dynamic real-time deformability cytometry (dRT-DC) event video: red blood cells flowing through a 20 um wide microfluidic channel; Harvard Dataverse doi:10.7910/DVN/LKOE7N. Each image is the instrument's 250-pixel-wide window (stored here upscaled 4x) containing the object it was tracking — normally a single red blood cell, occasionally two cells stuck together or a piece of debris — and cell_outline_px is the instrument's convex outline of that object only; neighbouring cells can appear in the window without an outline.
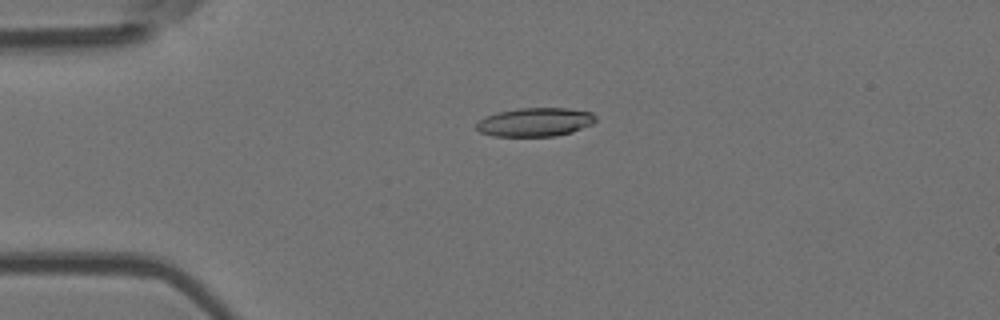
{"species": "Egyptian fruit bat (a non-hibernating species)", "species_latin": "Rousettus aegyptiacus", "temperature_condition": "room temperature", "stored_images_in_passage": 54, "camera_frame_rate_fps": 3000, "um_per_image_px": 0.085, "animal": {"sex": "female"}, "frame": {"image": 1, "passage_image": 13, "time_ms": 4.0, "image_size_px": [1000, 320], "cell_outline_px": [[596, 120], [592, 124], [572, 132], [556, 136], [492, 136], [480, 132], [476, 128], [476, 124], [484, 116], [496, 112], [520, 108], [568, 108], [592, 112], [596, 116]], "centroid_in_image_um": [45.48, 10.37], "position_along_channel_um": 39.5, "area_um2": 20.06}}
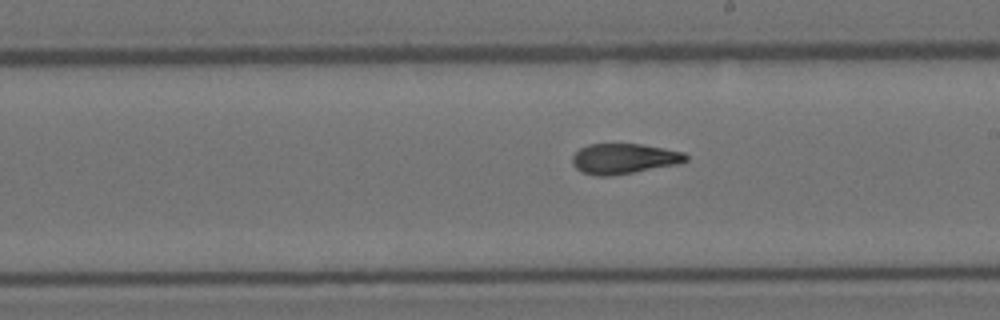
{"frame": {"image": 2, "passage_image": 31, "time_ms": 10.0, "image_size_px": [1000, 320], "cell_outline_px": [[688, 160], [680, 164], [608, 176], [596, 176], [580, 172], [572, 164], [572, 156], [580, 148], [588, 144], [640, 144], [664, 148], [684, 152], [688, 156]], "centroid_in_image_um": [53.03, 13.49], "position_along_channel_um": 236.0, "area_um2": 20.11}}
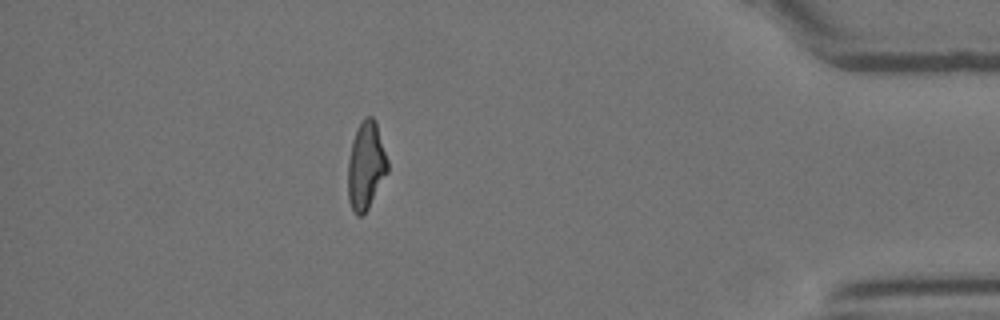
{"frame": {"image": 3, "passage_image": 48, "time_ms": 15.667, "image_size_px": [1000, 320], "cell_outline_px": [[388, 172], [368, 208], [360, 216], [356, 216], [352, 212], [348, 200], [348, 160], [352, 140], [364, 116], [372, 116], [376, 120], [388, 160]], "centroid_in_image_um": [31.1, 14.08], "position_along_channel_um": 404.1, "area_um2": 20.4}, "authors_computed_cell_mechanics": {"area_um2": 20.3167, "velocity_mm_per_s": 3.7757, "shape_relaxation_time_tau1_ms": 8.5918, "shape_relaxation_time_tau2_ms": 2.1654, "deformation_change_tau1": 0.2409, "deformation_change_tau2": 0.0988}}